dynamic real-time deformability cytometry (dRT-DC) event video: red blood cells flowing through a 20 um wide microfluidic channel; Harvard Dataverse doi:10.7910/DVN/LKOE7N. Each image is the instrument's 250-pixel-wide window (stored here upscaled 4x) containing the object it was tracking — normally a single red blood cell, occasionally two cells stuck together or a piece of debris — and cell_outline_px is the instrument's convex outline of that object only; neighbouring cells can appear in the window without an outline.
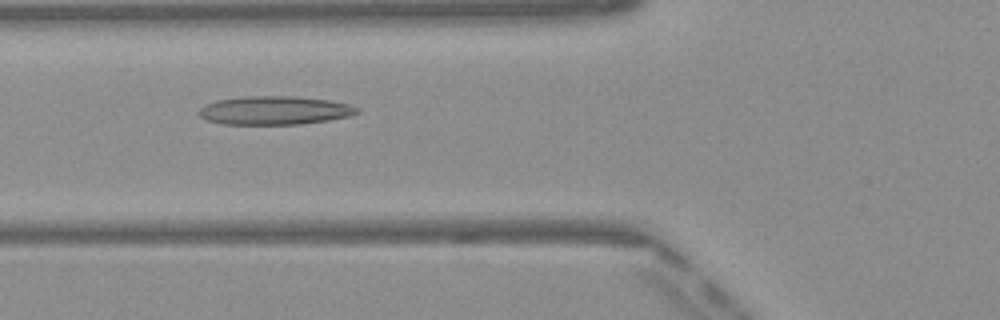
{"species": "Egyptian fruit bat (a non-hibernating species)", "species_latin": "Rousettus aegyptiacus", "temperature_condition": "warm", "stored_images_in_passage": 49, "camera_frame_rate_fps": 3000, "um_per_image_px": 0.085, "frame": {"image": 1, "passage_image": 18, "time_ms": 5.667, "image_size_px": [1000, 320], "cell_outline_px": [[360, 112], [348, 116], [328, 120], [300, 124], [224, 124], [208, 120], [200, 116], [200, 108], [216, 100], [244, 96], [296, 96], [328, 100], [348, 104], [360, 108]], "centroid_in_image_um": [23.37, 9.38], "position_along_channel_um": 102.4, "area_um2": 26.13}}
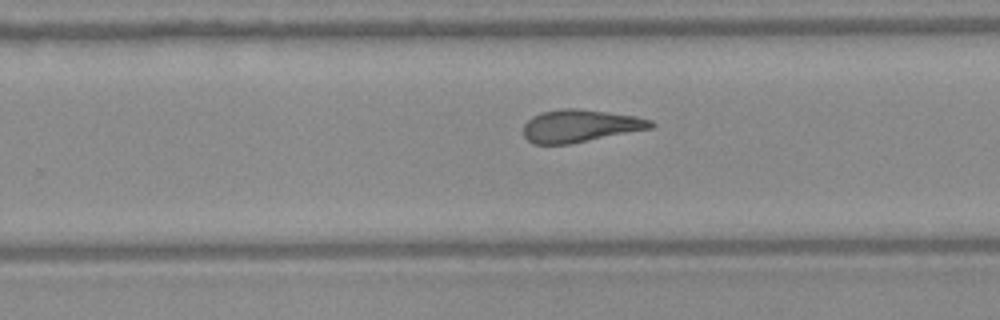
{"frame": {"image": 2, "passage_image": 31, "time_ms": 10.0, "image_size_px": [1000, 320], "cell_outline_px": [[656, 124], [652, 128], [568, 144], [532, 144], [524, 136], [524, 124], [532, 116], [544, 112], [564, 108], [576, 108], [608, 112], [636, 116], [652, 120]], "centroid_in_image_um": [49.32, 10.7], "position_along_channel_um": 280.5, "area_um2": 23.99}}
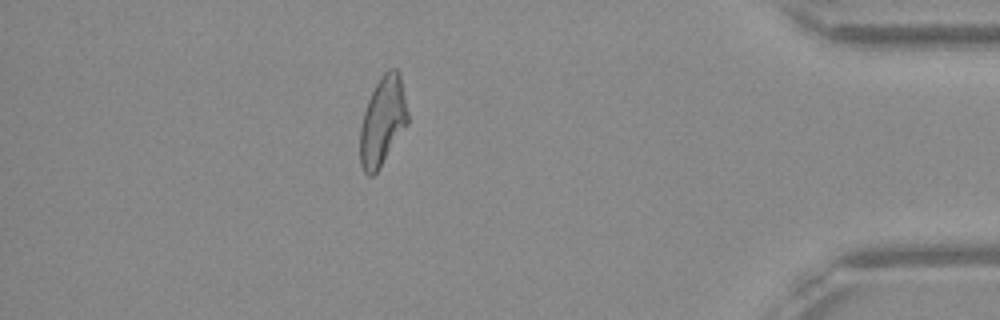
{"frame": {"image": 3, "passage_image": 43, "time_ms": 14.0, "image_size_px": [1000, 320], "cell_outline_px": [[408, 124], [376, 172], [372, 176], [368, 176], [364, 172], [360, 164], [360, 128], [364, 112], [368, 100], [380, 76], [388, 68], [396, 68], [400, 72], [408, 112]], "centroid_in_image_um": [32.53, 10.26], "position_along_channel_um": 402.7, "area_um2": 24.62}, "authors_computed_cell_mechanics": {"area_um2": 25.5476, "velocity_mm_per_s": 4.1034, "shape_relaxation_time_tau1_ms": null, "shape_relaxation_time_tau2_ms": 3.3136, "deformation_change_tau1": null, "deformation_change_tau2": 0.152}}